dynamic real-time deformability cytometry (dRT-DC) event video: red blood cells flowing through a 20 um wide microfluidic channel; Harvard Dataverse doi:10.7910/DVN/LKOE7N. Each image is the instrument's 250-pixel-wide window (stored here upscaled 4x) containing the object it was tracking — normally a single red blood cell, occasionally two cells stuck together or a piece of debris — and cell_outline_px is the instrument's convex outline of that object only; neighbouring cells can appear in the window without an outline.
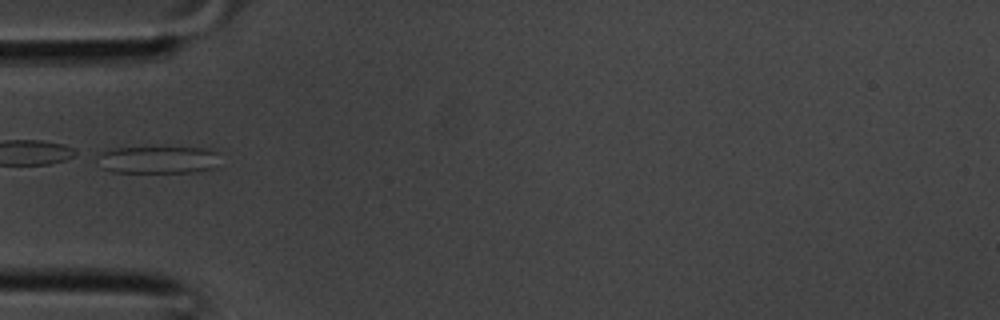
{"species": "common noctule bat (a hibernating species)", "species_latin": "Nyctalus noctula", "temperature_condition": "room temperature", "stored_images_in_passage": 23, "camera_frame_rate_fps": 3000, "um_per_image_px": 0.085, "animal": {"sex": "male", "body_mass_g": 20.1, "forearm_length_mm": 53.5}, "frame": {"image": 1, "passage_image": 1, "time_ms": 0.0, "image_size_px": [1000, 320], "cell_outline_px": [[216, 152], [212, 168], [196, 172], [112, 172], [100, 168], [92, 156], [96, 152], [108, 148], [212, 148]], "centroid_in_image_um": [13.2, 13.58], "position_along_channel_um": 71.8, "area_um2": 19.77}}
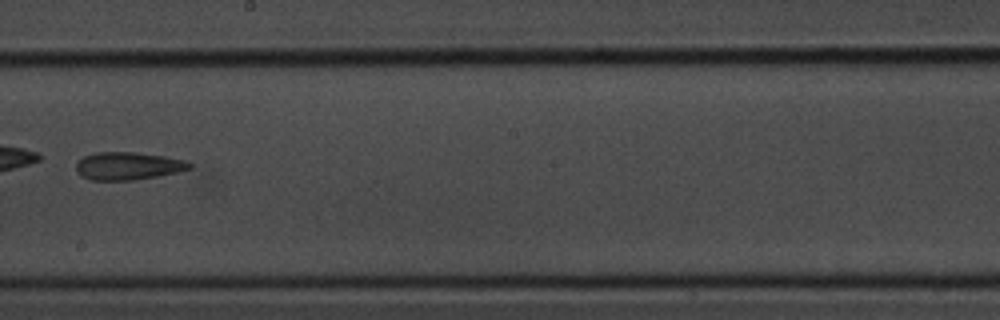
{"frame": {"image": 2, "passage_image": 10, "time_ms": 3.0, "image_size_px": [1000, 320], "cell_outline_px": [[192, 168], [180, 172], [160, 176], [136, 180], [88, 180], [80, 176], [76, 172], [76, 164], [84, 156], [96, 152], [132, 152], [164, 156], [184, 160], [192, 164]], "centroid_in_image_um": [10.88, 14.12], "position_along_channel_um": 237.3, "area_um2": 18.55}}